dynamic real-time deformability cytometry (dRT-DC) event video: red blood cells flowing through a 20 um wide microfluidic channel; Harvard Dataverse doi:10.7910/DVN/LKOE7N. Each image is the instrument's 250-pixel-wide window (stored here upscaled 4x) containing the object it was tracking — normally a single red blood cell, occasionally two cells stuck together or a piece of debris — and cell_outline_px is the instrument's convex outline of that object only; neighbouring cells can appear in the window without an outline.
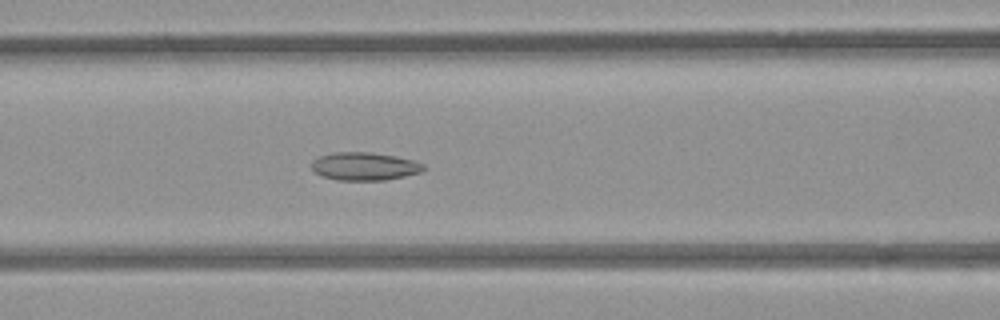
{"species": "common noctule bat (a hibernating species)", "species_latin": "Nyctalus noctula", "temperature_condition": "room temperature", "stored_images_in_passage": 27, "camera_frame_rate_fps": 3000, "um_per_image_px": 0.085, "animal": {"sex": "female", "body_mass_g": 21.9}, "frame": {"image": 1, "passage_image": 11, "time_ms": 3.333, "image_size_px": [1000, 320], "cell_outline_px": [[424, 168], [420, 172], [404, 176], [384, 180], [336, 180], [324, 176], [316, 172], [312, 168], [312, 160], [320, 156], [332, 152], [368, 152], [396, 156], [412, 160], [424, 164]], "centroid_in_image_um": [30.97, 14.13], "position_along_channel_um": 135.6, "area_um2": 18.09}}
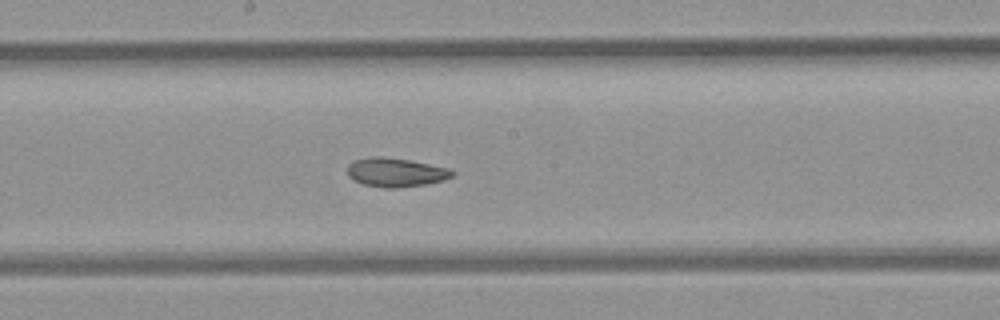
{"frame": {"image": 2, "passage_image": 17, "time_ms": 5.333, "image_size_px": [1000, 320], "cell_outline_px": [[456, 172], [452, 176], [444, 180], [428, 184], [400, 188], [384, 188], [364, 184], [352, 180], [348, 176], [348, 164], [352, 160], [372, 156], [384, 156], [408, 160], [448, 168]], "centroid_in_image_um": [33.61, 14.65], "position_along_channel_um": 214.6, "area_um2": 17.86}}
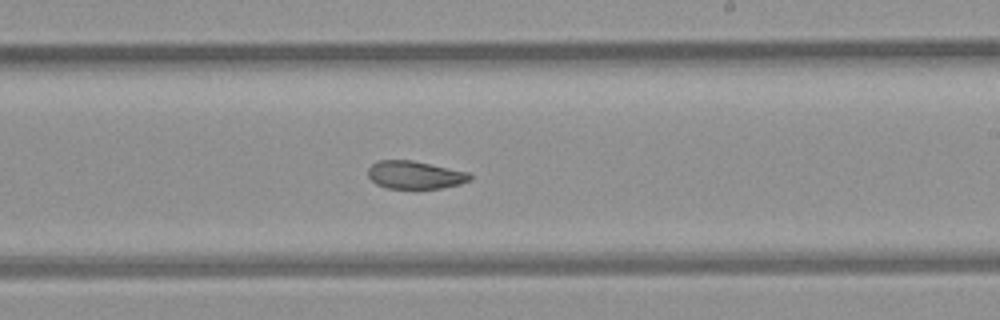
{"frame": {"image": 3, "passage_image": 20, "time_ms": 6.333, "image_size_px": [1000, 320], "cell_outline_px": [[472, 180], [460, 184], [440, 188], [388, 188], [376, 184], [368, 176], [368, 168], [376, 160], [412, 160], [468, 172], [472, 176]], "centroid_in_image_um": [35.27, 14.86], "position_along_channel_um": 253.7, "area_um2": 16.53}}